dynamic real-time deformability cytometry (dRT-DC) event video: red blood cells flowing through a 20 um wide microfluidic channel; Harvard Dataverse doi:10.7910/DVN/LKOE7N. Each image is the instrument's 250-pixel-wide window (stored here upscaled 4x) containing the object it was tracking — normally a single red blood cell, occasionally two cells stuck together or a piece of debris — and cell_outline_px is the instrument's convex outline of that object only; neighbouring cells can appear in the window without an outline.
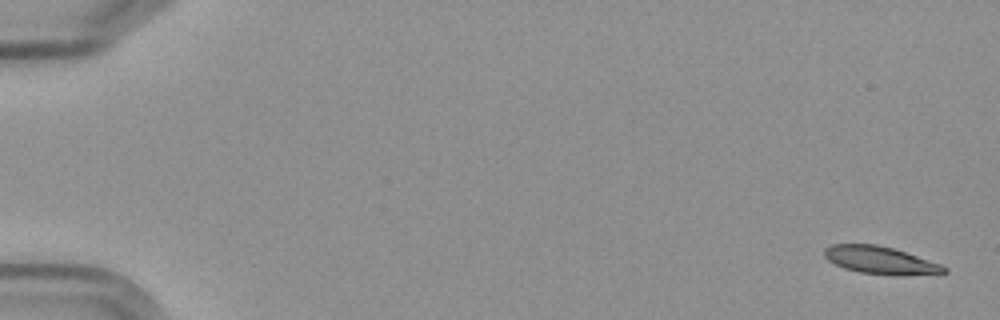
{"species": "Egyptian fruit bat (a non-hibernating species)", "species_latin": "Rousettus aegyptiacus", "temperature_condition": "cold", "stored_images_in_passage": 7, "segment_of_instrument_passage": [2, 2], "camera_frame_rate_fps": 3000, "um_per_image_px": 0.085, "frame": {"image": 1, "passage_image": 7, "time_ms": 8.0, "image_size_px": [1000, 320], "cell_outline_px": [[948, 272], [860, 272], [844, 268], [828, 260], [824, 256], [824, 248], [832, 244], [876, 244], [892, 248], [940, 264], [948, 268]], "centroid_in_image_um": [74.67, 22.04], "position_along_channel_um": 10.3, "area_um2": 17.74}}